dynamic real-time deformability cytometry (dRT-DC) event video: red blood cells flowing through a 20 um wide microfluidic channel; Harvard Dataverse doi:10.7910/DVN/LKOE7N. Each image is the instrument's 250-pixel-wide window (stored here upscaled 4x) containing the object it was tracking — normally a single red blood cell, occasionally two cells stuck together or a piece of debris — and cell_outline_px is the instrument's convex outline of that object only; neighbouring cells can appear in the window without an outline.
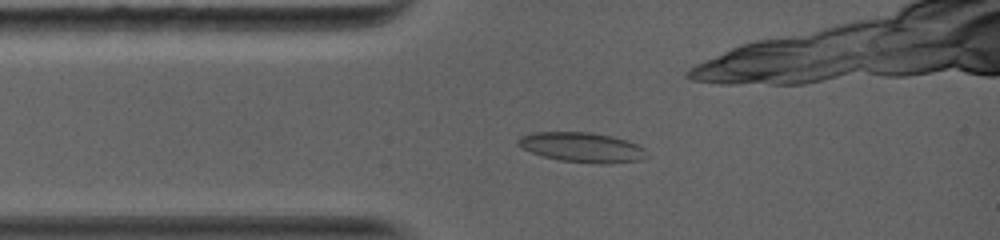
{"species": "common noctule bat (a hibernating species)", "species_latin": "Nyctalus noctula", "temperature_condition": "warm", "stored_images_in_passage": 55, "camera_frame_rate_fps": 5000, "um_per_image_px": 0.085, "animal": {"sex": "female", "body_mass_g": 19.0, "forearm_length_mm": 56.7}, "frame": {"image": 1, "passage_image": 8, "time_ms": 1.6, "image_size_px": [1000, 240], "cell_outline_px": [[648, 156], [640, 160], [604, 164], [600, 164], [560, 160], [544, 156], [520, 148], [516, 144], [516, 140], [520, 136], [532, 132], [592, 132], [612, 136], [636, 144], [644, 148]], "centroid_in_image_um": [49.43, 12.51], "position_along_channel_um": 35.6, "area_um2": 22.37}}
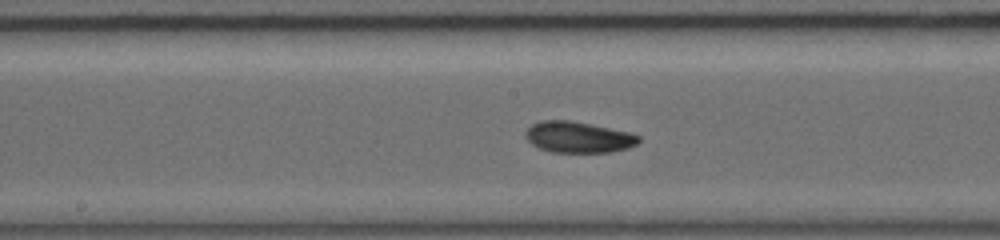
{"frame": {"image": 2, "passage_image": 33, "time_ms": 5.8, "image_size_px": [1000, 240], "cell_outline_px": [[640, 140], [636, 144], [628, 148], [608, 152], [552, 152], [540, 148], [532, 144], [524, 136], [524, 132], [532, 124], [540, 120], [568, 120], [632, 132], [640, 136]], "centroid_in_image_um": [49.15, 11.65], "position_along_channel_um": 199.1, "area_um2": 20.52}}
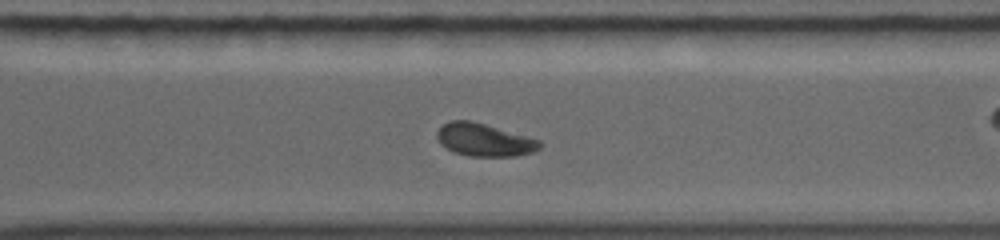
{"frame": {"image": 3, "passage_image": 52, "time_ms": 9.0, "image_size_px": [1000, 240], "cell_outline_px": [[544, 144], [540, 148], [532, 152], [516, 156], [468, 156], [456, 152], [440, 144], [436, 136], [436, 132], [444, 124], [452, 120], [472, 120], [540, 140]], "centroid_in_image_um": [41.17, 11.88], "position_along_channel_um": 329.4, "area_um2": 19.54}}